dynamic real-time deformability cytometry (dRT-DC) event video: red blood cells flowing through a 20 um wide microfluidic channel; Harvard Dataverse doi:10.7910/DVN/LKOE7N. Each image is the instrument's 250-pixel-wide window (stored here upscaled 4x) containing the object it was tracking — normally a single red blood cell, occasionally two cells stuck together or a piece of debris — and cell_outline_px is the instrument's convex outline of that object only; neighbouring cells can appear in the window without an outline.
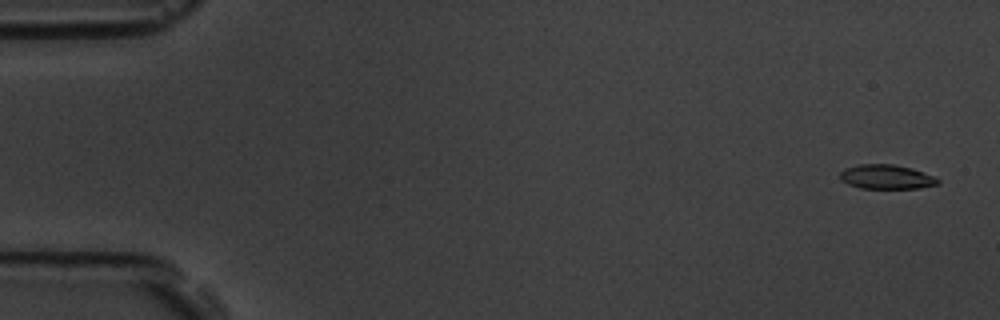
{"species": "common noctule bat (a hibernating species)", "species_latin": "Nyctalus noctula", "temperature_condition": "room temperature", "stored_images_in_passage": 53, "camera_frame_rate_fps": 3000, "um_per_image_px": 0.085, "animal": {"sex": "male", "body_mass_g": 19.5, "forearm_length_mm": 54.6}, "frame": {"image": 1, "passage_image": 1, "time_ms": 0.0, "image_size_px": [1000, 320], "cell_outline_px": [[940, 184], [920, 188], [860, 188], [848, 184], [840, 180], [840, 172], [844, 168], [860, 164], [892, 164], [912, 168], [936, 176], [940, 180]], "centroid_in_image_um": [75.37, 15.03], "position_along_channel_um": 9.6, "area_um2": 14.05}}
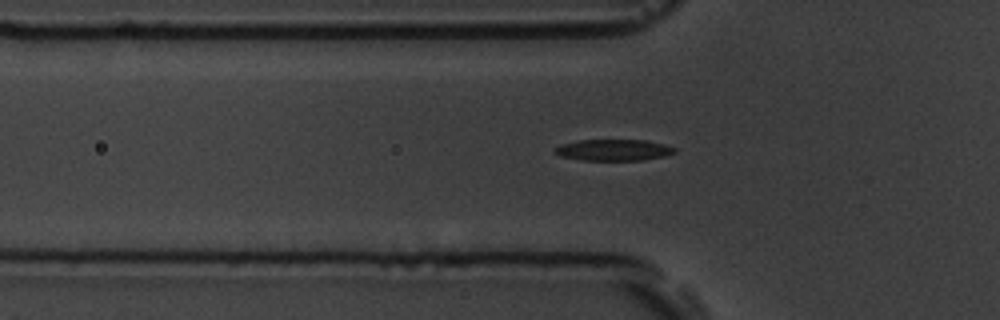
{"frame": {"image": 2, "passage_image": 17, "time_ms": 5.333, "image_size_px": [1000, 320], "cell_outline_px": [[676, 152], [664, 156], [644, 160], [584, 160], [560, 156], [552, 152], [552, 148], [560, 144], [580, 140], [648, 140], [664, 144], [676, 148]], "centroid_in_image_um": [52.12, 12.74], "position_along_channel_um": 73.7, "area_um2": 15.03}}
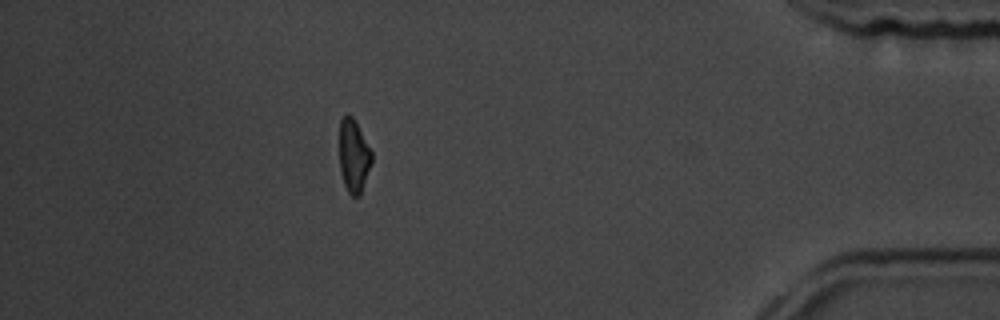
{"frame": {"image": 3, "passage_image": 47, "time_ms": 15.333, "image_size_px": [1000, 320], "cell_outline_px": [[372, 160], [360, 196], [352, 196], [348, 192], [344, 184], [340, 172], [340, 120], [348, 112], [352, 116], [372, 152]], "centroid_in_image_um": [30.05, 13.26], "position_along_channel_um": 405.1, "area_um2": 13.58}, "authors_computed_cell_mechanics": {"area_um2": 14.739, "velocity_mm_per_s": 3.7914, "shape_relaxation_time_tau1_ms": 3.8448, "shape_relaxation_time_tau2_ms": 4.3029, "deformation_change_tau1": 0.1643, "deformation_change_tau2": 0.1237}}